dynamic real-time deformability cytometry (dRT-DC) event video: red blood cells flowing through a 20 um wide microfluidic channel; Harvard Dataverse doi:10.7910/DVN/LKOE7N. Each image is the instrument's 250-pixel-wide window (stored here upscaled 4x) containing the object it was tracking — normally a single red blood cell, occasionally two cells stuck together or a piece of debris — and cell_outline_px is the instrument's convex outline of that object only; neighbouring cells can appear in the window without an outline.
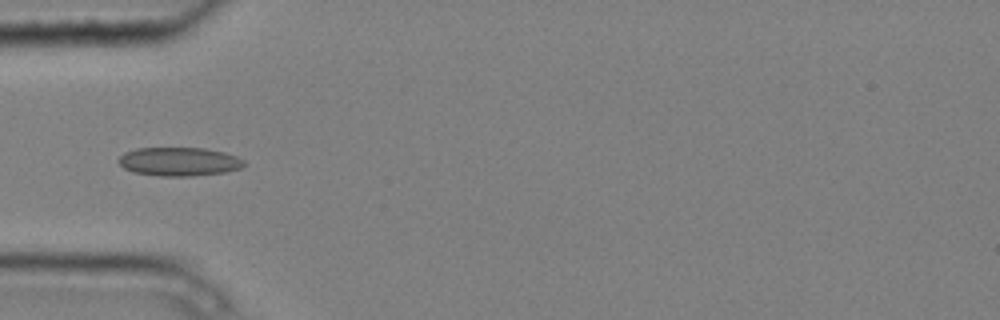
{"species": "common noctule bat (a hibernating species)", "species_latin": "Nyctalus noctula", "temperature_condition": "cold", "stored_images_in_passage": 6, "camera_frame_rate_fps": 3000, "um_per_image_px": 0.085, "animal": {"sex": "male", "body_mass_g": 20.4}, "frame": {"image": 1, "passage_image": 3, "time_ms": 0.667, "image_size_px": [1000, 320], "cell_outline_px": [[248, 164], [240, 168], [224, 172], [192, 176], [160, 176], [132, 172], [124, 168], [116, 160], [124, 152], [136, 148], [204, 148], [224, 152], [236, 156], [244, 160]], "centroid_in_image_um": [15.21, 13.73], "position_along_channel_um": 69.8, "area_um2": 21.1}}
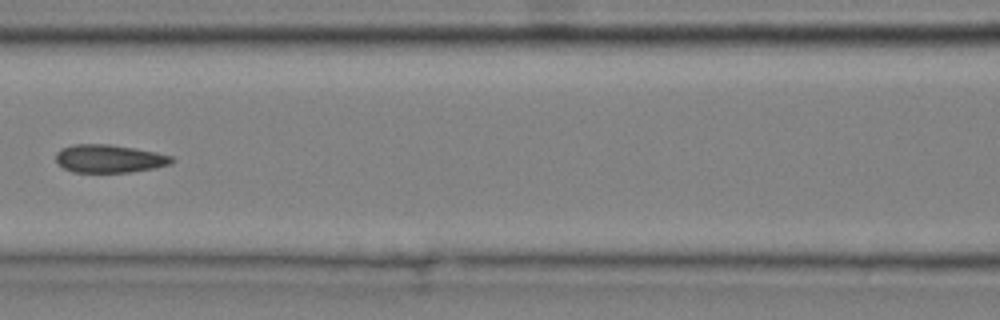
{"frame": {"image": 2, "passage_image": 5, "time_ms": 1.333, "image_size_px": [1000, 320], "cell_outline_px": [[176, 160], [172, 164], [152, 168], [128, 172], [72, 172], [64, 168], [56, 160], [56, 152], [60, 148], [72, 144], [112, 144], [156, 152], [172, 156]], "centroid_in_image_um": [9.29, 13.47], "position_along_channel_um": 157.3, "area_um2": 19.02}}
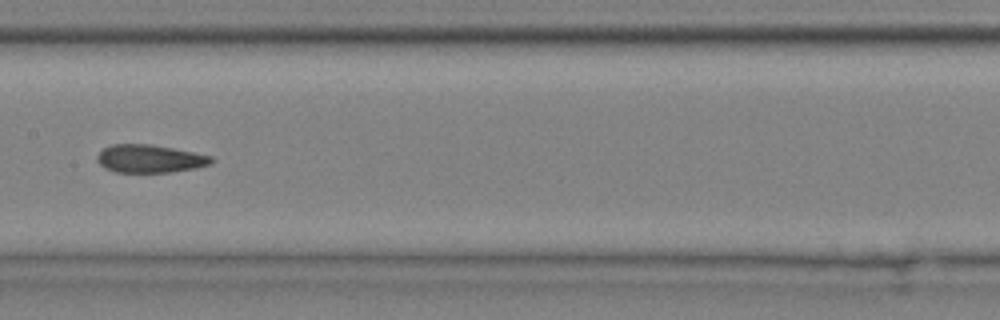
{"frame": {"image": 3, "passage_image": 6, "time_ms": 1.667, "image_size_px": [1000, 320], "cell_outline_px": [[216, 160], [212, 164], [196, 168], [172, 172], [116, 172], [104, 168], [96, 160], [96, 156], [104, 148], [112, 144], [152, 144], [212, 156]], "centroid_in_image_um": [12.75, 13.49], "position_along_channel_um": 194.7, "area_um2": 18.73}}